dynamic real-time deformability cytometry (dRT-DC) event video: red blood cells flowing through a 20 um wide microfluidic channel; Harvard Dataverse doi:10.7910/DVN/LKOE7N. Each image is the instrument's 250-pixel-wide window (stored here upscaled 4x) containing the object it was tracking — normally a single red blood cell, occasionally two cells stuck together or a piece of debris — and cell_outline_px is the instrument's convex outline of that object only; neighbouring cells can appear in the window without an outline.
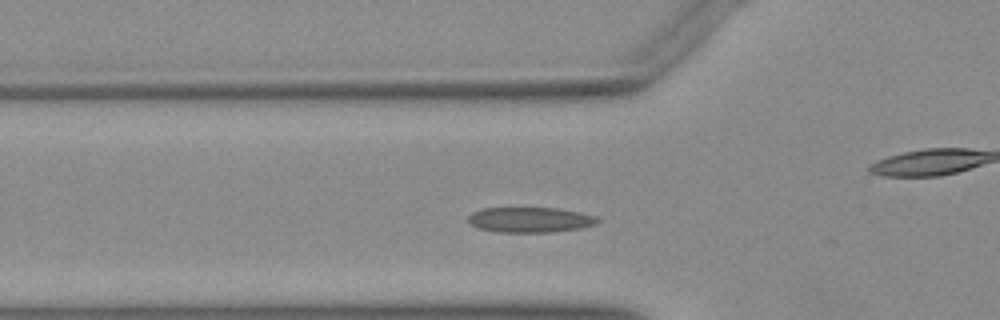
{"species": "Egyptian fruit bat (a non-hibernating species)", "species_latin": "Rousettus aegyptiacus", "temperature_condition": "warm", "stored_images_in_passage": 14, "camera_frame_rate_fps": 3000, "um_per_image_px": 0.085, "animal": {"sex": "female"}, "frame": {"image": 1, "passage_image": 10, "time_ms": 3.0, "image_size_px": [1000, 320], "cell_outline_px": [[600, 220], [596, 224], [580, 228], [552, 232], [496, 232], [480, 228], [468, 224], [468, 216], [472, 212], [480, 208], [560, 208], [580, 212], [596, 216]], "centroid_in_image_um": [45.04, 18.68], "position_along_channel_um": 80.8, "area_um2": 19.19}}
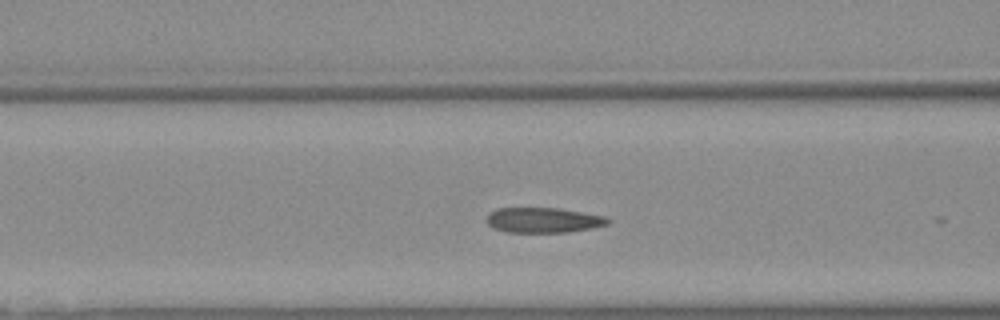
{"frame": {"image": 2, "passage_image": 13, "time_ms": 4.0, "image_size_px": [1000, 320], "cell_outline_px": [[612, 220], [608, 224], [568, 232], [504, 232], [492, 228], [488, 224], [488, 212], [496, 208], [556, 208], [604, 216]], "centroid_in_image_um": [46.13, 18.71], "position_along_channel_um": 120.5, "area_um2": 17.63}}